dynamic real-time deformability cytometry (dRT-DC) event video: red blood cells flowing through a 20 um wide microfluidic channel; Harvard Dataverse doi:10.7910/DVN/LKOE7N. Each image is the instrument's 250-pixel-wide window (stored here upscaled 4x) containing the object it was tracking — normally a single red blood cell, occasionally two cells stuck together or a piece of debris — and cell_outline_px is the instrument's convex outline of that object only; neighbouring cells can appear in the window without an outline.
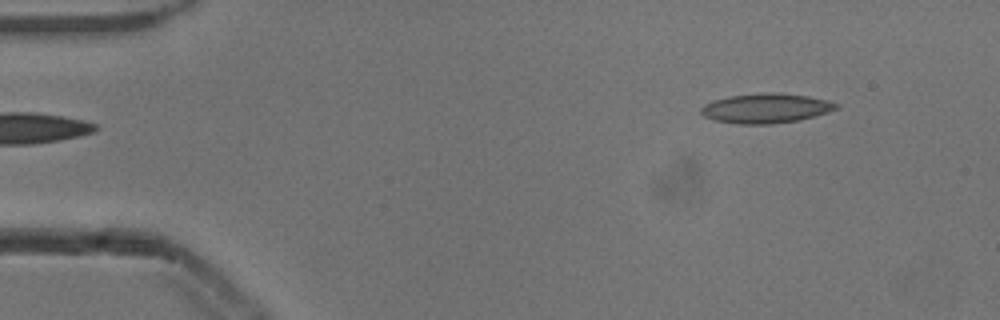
{"species": "common noctule bat (a hibernating species)", "species_latin": "Nyctalus noctula", "temperature_condition": "cold", "stored_images_in_passage": 48, "camera_frame_rate_fps": 3000, "um_per_image_px": 0.085, "animal": {"sex": "male", "body_mass_g": 13.3}, "frame": {"image": 1, "passage_image": 1, "time_ms": 0.0, "image_size_px": [1000, 320], "cell_outline_px": [[840, 108], [828, 112], [796, 120], [772, 124], [740, 124], [716, 120], [704, 116], [700, 112], [700, 108], [704, 104], [712, 100], [728, 96], [768, 92], [772, 92], [808, 96], [828, 100], [840, 104]], "centroid_in_image_um": [65.1, 9.19], "position_along_channel_um": 19.9, "area_um2": 23.29}}
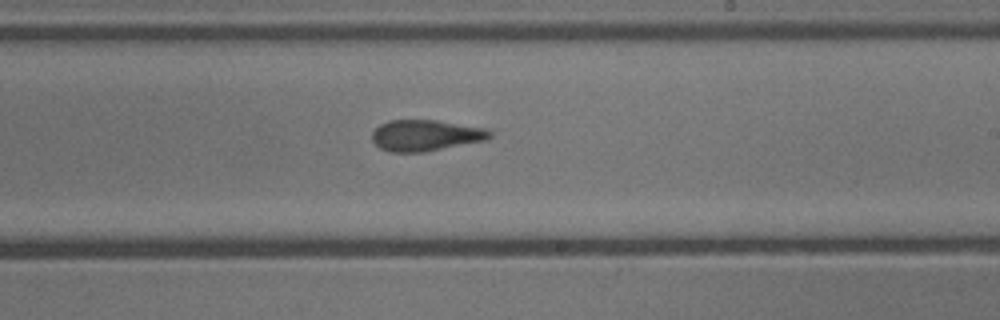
{"frame": {"image": 2, "passage_image": 26, "time_ms": 8.333, "image_size_px": [1000, 320], "cell_outline_px": [[492, 136], [488, 140], [424, 152], [392, 152], [380, 148], [372, 140], [372, 132], [380, 124], [388, 120], [436, 120], [488, 128], [492, 132]], "centroid_in_image_um": [36.21, 11.5], "position_along_channel_um": 252.8, "area_um2": 21.56}}
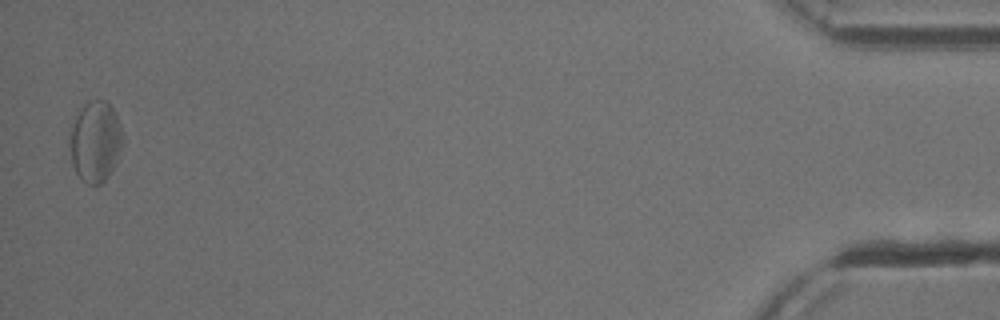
{"frame": {"image": 3, "passage_image": 47, "time_ms": 15.333, "image_size_px": [1000, 320], "cell_outline_px": [[124, 140], [116, 164], [108, 176], [100, 184], [84, 184], [80, 180], [72, 164], [72, 128], [76, 116], [84, 104], [88, 100], [108, 100], [120, 124]], "centroid_in_image_um": [8.15, 12.04], "position_along_channel_um": 427.1, "area_um2": 24.68}, "authors_computed_cell_mechanics": {"area_um2": 22.1085, "velocity_mm_per_s": 3.8444, "shape_relaxation_time_tau1_ms": null, "shape_relaxation_time_tau2_ms": 2.2763, "deformation_change_tau1": null, "deformation_change_tau2": 0.1168}}